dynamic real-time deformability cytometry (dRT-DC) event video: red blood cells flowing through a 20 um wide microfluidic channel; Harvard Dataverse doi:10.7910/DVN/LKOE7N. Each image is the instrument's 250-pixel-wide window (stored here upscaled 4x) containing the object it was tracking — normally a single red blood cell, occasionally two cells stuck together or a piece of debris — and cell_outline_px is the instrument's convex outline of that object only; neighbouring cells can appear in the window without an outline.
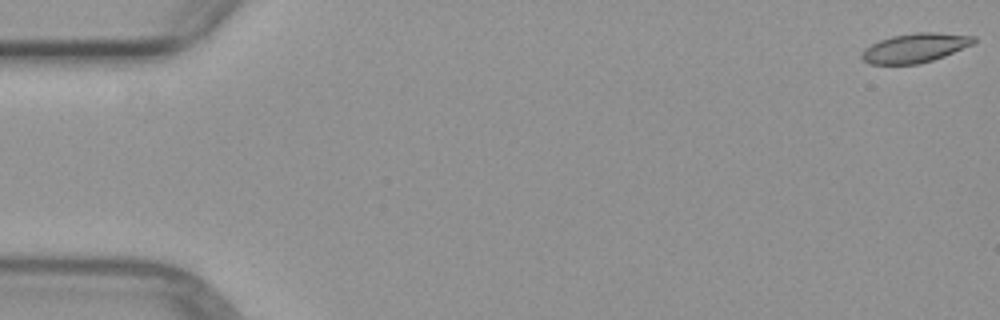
{"species": "common noctule bat (a hibernating species)", "species_latin": "Nyctalus noctula", "temperature_condition": "warm", "stored_images_in_passage": 3, "camera_frame_rate_fps": 3000, "um_per_image_px": 0.085, "animal": {"sex": "female", "body_mass_g": 29.2, "forearm_length_mm": 56.3}, "frame": {"image": 1, "passage_image": 1, "time_ms": 0.0, "image_size_px": [1000, 320], "cell_outline_px": [[976, 40], [972, 44], [944, 56], [920, 64], [868, 64], [860, 56], [860, 52], [864, 48], [880, 40], [892, 36], [916, 32], [936, 32], [976, 36]], "centroid_in_image_um": [77.75, 4.07], "position_along_channel_um": 7.2, "area_um2": 19.07}}